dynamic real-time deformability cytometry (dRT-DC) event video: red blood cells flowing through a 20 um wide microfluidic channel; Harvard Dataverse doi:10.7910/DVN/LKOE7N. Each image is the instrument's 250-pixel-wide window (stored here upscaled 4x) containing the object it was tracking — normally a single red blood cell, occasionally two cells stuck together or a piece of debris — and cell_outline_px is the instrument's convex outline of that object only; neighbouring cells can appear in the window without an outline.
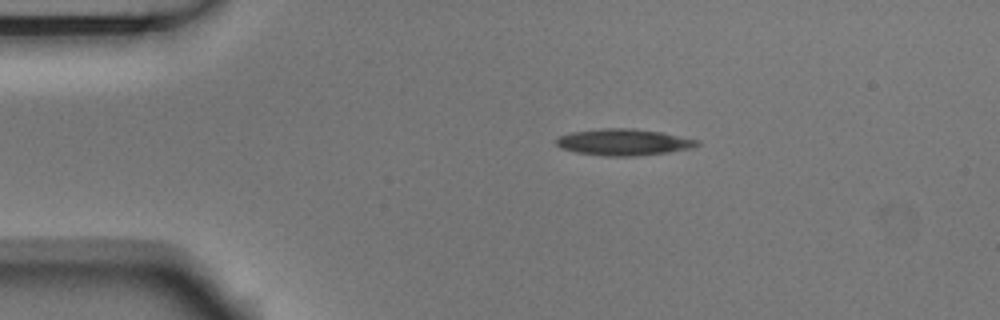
{"species": "Egyptian fruit bat (a non-hibernating species)", "species_latin": "Rousettus aegyptiacus", "temperature_condition": "room temperature", "stored_images_in_passage": 3, "camera_frame_rate_fps": 3000, "um_per_image_px": 0.085, "animal": {"sex": "male"}, "frame": {"image": 1, "passage_image": 1, "time_ms": 0.0, "image_size_px": [1000, 320], "cell_outline_px": [[700, 144], [692, 148], [668, 152], [636, 156], [604, 156], [576, 152], [560, 148], [552, 140], [556, 136], [572, 132], [600, 128], [632, 128], [660, 132], [700, 140]], "centroid_in_image_um": [52.95, 12.08], "position_along_channel_um": 32.0, "area_um2": 21.96}}
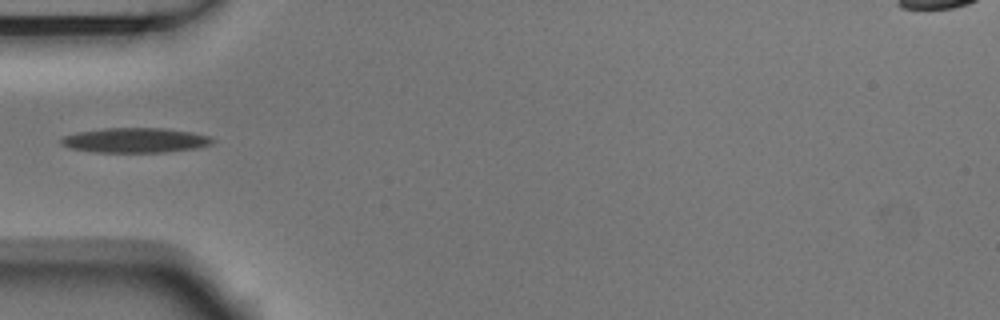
{"frame": {"image": 2, "passage_image": 3, "time_ms": 0.667, "image_size_px": [1000, 320], "cell_outline_px": [[212, 144], [196, 148], [164, 152], [92, 152], [68, 148], [60, 144], [60, 140], [64, 136], [76, 132], [104, 128], [160, 128], [188, 132], [208, 136], [212, 140]], "centroid_in_image_um": [11.4, 11.93], "position_along_channel_um": 73.6, "area_um2": 21.73}}